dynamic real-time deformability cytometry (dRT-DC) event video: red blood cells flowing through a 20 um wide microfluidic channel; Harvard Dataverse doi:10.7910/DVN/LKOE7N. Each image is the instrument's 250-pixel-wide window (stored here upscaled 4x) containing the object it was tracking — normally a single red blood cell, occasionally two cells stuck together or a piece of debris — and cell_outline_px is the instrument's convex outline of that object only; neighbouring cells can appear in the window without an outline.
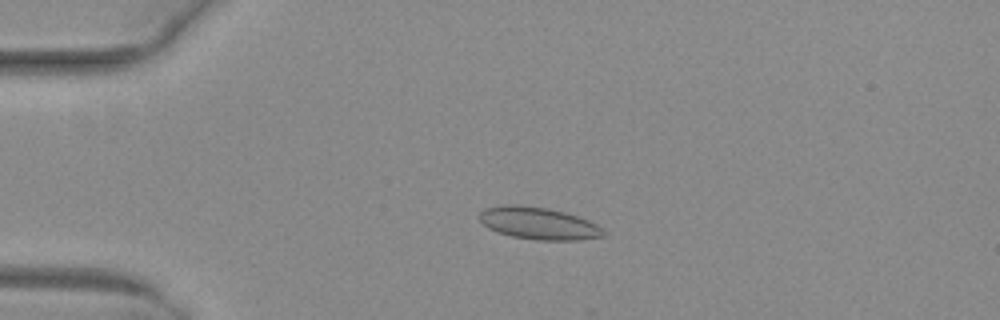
{"species": "common noctule bat (a hibernating species)", "species_latin": "Nyctalus noctula", "temperature_condition": "warm", "stored_images_in_passage": 53, "camera_frame_rate_fps": 3000, "um_per_image_px": 0.085, "animal": {"sex": "female", "body_mass_g": 29.2, "forearm_length_mm": 56.3}, "frame": {"image": 1, "passage_image": 13, "time_ms": 4.0, "image_size_px": [1000, 320], "cell_outline_px": [[608, 236], [580, 240], [536, 240], [512, 236], [496, 232], [488, 228], [480, 220], [480, 212], [484, 208], [500, 204], [520, 204], [548, 208], [564, 212], [588, 220], [596, 224], [608, 232]], "centroid_in_image_um": [45.8, 18.98], "position_along_channel_um": 39.2, "area_um2": 23.64}}
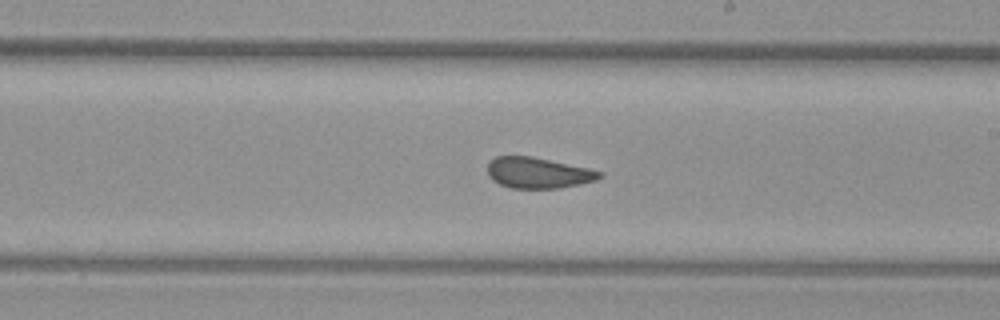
{"frame": {"image": 2, "passage_image": 31, "time_ms": 10.0, "image_size_px": [1000, 320], "cell_outline_px": [[604, 176], [596, 180], [580, 184], [560, 188], [512, 188], [500, 184], [492, 180], [488, 176], [488, 164], [496, 156], [532, 156], [588, 168], [604, 172]], "centroid_in_image_um": [45.76, 14.69], "position_along_channel_um": 243.2, "area_um2": 20.17}}
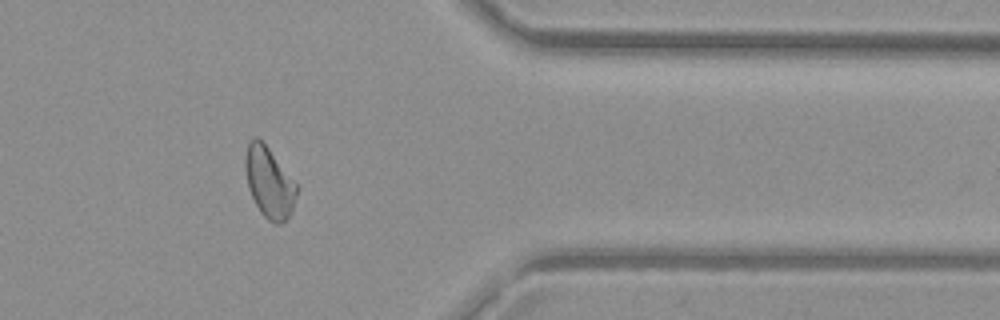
{"frame": {"image": 3, "passage_image": 43, "time_ms": 14.0, "image_size_px": [1000, 320], "cell_outline_px": [[300, 188], [292, 212], [280, 224], [276, 224], [268, 220], [260, 212], [248, 188], [244, 168], [244, 156], [248, 140], [252, 136], [256, 136], [268, 148], [300, 184]], "centroid_in_image_um": [22.91, 15.48], "position_along_channel_um": 388.5, "area_um2": 21.85}, "authors_computed_cell_mechanics": {"area_um2": 21.8484, "velocity_mm_per_s": 4.0414, "shape_relaxation_time_tau1_ms": null, "shape_relaxation_time_tau2_ms": 1.2918, "deformation_change_tau1": null, "deformation_change_tau2": 0.0571}}